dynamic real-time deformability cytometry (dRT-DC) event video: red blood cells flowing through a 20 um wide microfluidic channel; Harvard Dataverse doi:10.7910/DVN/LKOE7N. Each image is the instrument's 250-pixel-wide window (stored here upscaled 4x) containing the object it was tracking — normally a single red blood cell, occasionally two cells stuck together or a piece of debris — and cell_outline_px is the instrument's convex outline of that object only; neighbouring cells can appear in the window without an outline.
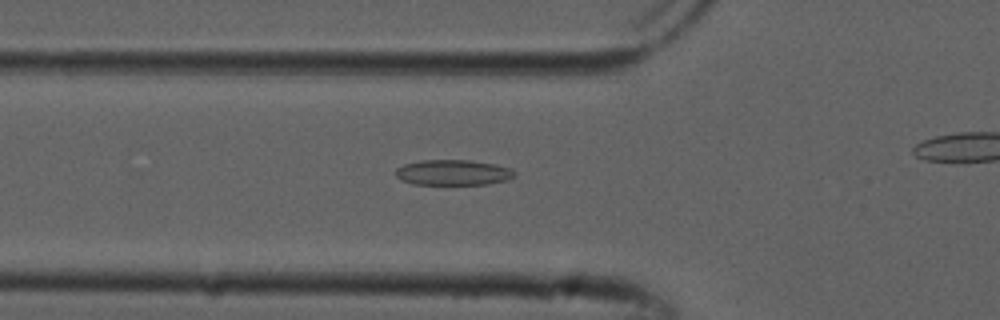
{"species": "common noctule bat (a hibernating species)", "species_latin": "Nyctalus noctula", "temperature_condition": "cold", "stored_images_in_passage": 43, "camera_frame_rate_fps": 3000, "um_per_image_px": 0.085, "animal": {"sex": "male", "forearm_length_mm": 52.5}, "frame": {"image": 1, "passage_image": 18, "time_ms": 5.667, "image_size_px": [1000, 320], "cell_outline_px": [[516, 176], [508, 180], [488, 184], [412, 184], [400, 180], [396, 176], [396, 168], [404, 164], [420, 160], [468, 160], [496, 164], [512, 168], [516, 172]], "centroid_in_image_um": [38.54, 14.66], "position_along_channel_um": 87.3, "area_um2": 17.86}}
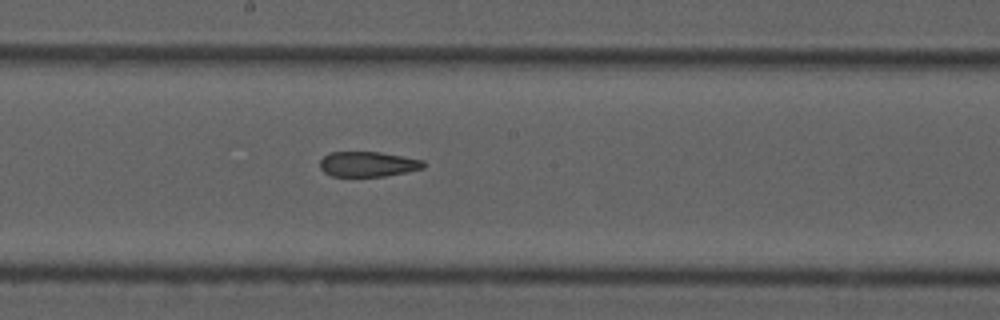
{"frame": {"image": 2, "passage_image": 28, "time_ms": 9.0, "image_size_px": [1000, 320], "cell_outline_px": [[424, 168], [384, 176], [332, 176], [324, 172], [320, 168], [320, 160], [328, 152], [380, 152], [424, 160]], "centroid_in_image_um": [31.24, 13.94], "position_along_channel_um": 217.0, "area_um2": 15.09}}
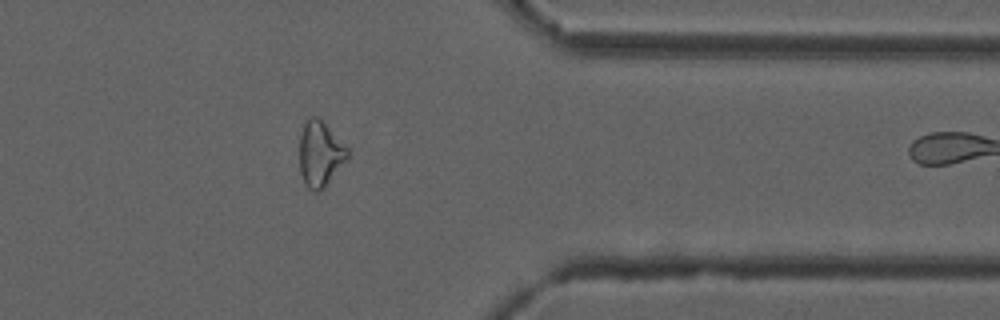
{"frame": {"image": 3, "passage_image": 42, "time_ms": 13.667, "image_size_px": [1000, 320], "cell_outline_px": [[348, 156], [324, 188], [320, 192], [316, 192], [308, 188], [300, 172], [300, 136], [304, 124], [308, 116], [316, 116], [348, 148]], "centroid_in_image_um": [27.18, 13.09], "position_along_channel_um": 384.2, "area_um2": 17.8}}